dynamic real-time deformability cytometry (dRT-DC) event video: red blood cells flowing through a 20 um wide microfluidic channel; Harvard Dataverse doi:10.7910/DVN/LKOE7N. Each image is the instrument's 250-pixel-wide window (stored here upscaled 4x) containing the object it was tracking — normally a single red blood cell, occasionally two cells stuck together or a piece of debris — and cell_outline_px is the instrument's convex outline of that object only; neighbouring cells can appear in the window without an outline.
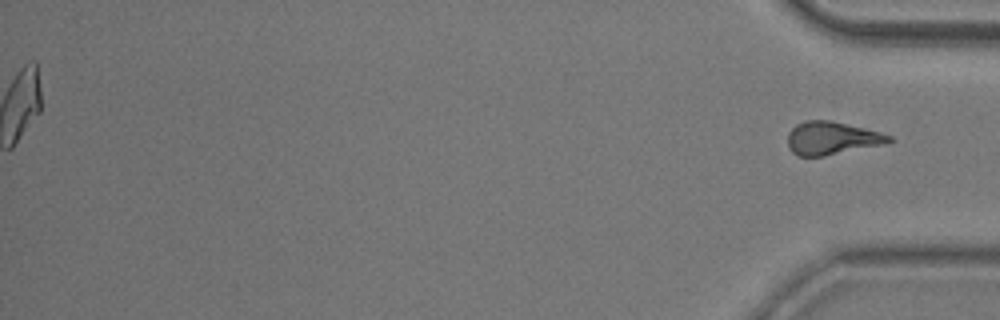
{"species": "common noctule bat (a hibernating species)", "species_latin": "Nyctalus noctula", "temperature_condition": "room temperature", "stored_images_in_passage": 53, "segment_of_instrument_passage": [2, 2], "camera_frame_rate_fps": 3000, "um_per_image_px": 0.085, "animal": {"sex": "male", "body_mass_g": 20.5, "forearm_length_mm": 52.5}, "frame": {"image": 1, "passage_image": 53, "time_ms": 17.333, "image_size_px": [1000, 320], "cell_outline_px": [[892, 140], [884, 144], [824, 156], [800, 156], [792, 152], [788, 144], [788, 132], [796, 124], [804, 120], [832, 120], [880, 132], [892, 136]], "centroid_in_image_um": [70.68, 11.73], "position_along_channel_um": 364.5, "area_um2": 19.42}}